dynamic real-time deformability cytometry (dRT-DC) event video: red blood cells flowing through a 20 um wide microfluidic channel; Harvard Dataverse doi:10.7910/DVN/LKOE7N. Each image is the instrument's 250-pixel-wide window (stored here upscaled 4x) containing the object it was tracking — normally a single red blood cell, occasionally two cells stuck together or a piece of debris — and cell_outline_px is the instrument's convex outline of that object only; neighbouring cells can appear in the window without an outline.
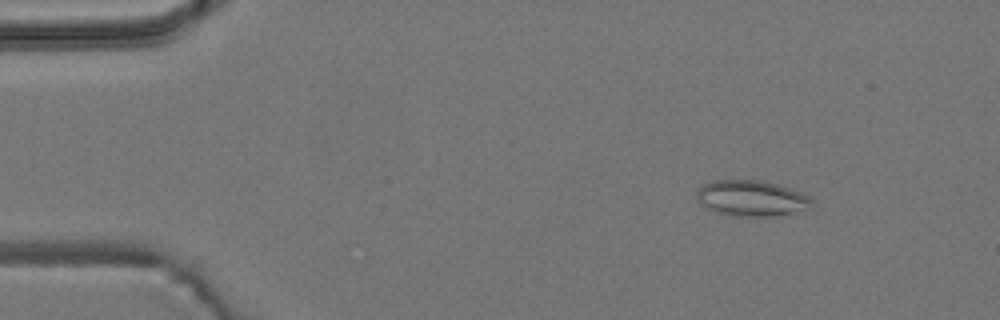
{"species": "common noctule bat (a hibernating species)", "species_latin": "Nyctalus noctula", "temperature_condition": "room temperature", "stored_images_in_passage": 54, "camera_frame_rate_fps": 3000, "um_per_image_px": 0.085, "animal": {"sex": "male", "body_mass_g": 19.2, "forearm_length_mm": 51.8}, "frame": {"image": 1, "passage_image": 7, "time_ms": 2.0, "image_size_px": [1000, 320], "cell_outline_px": [[812, 200], [804, 208], [792, 212], [772, 216], [732, 216], [716, 212], [704, 208], [696, 200], [696, 192], [704, 184], [712, 180], [764, 180], [792, 188], [808, 196]], "centroid_in_image_um": [63.78, 16.83], "position_along_channel_um": 21.2, "area_um2": 23.93}}
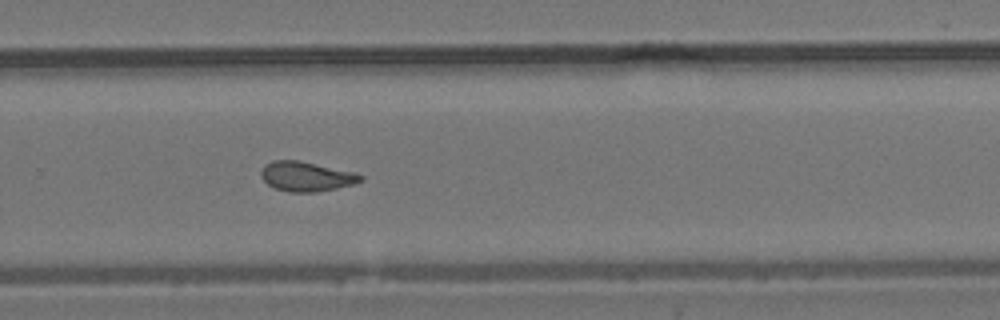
{"frame": {"image": 2, "passage_image": 36, "time_ms": 11.667, "image_size_px": [1000, 320], "cell_outline_px": [[364, 180], [352, 184], [336, 188], [316, 192], [288, 192], [276, 188], [268, 184], [260, 176], [260, 172], [264, 164], [272, 160], [300, 160], [356, 172], [364, 176]], "centroid_in_image_um": [26.04, 14.98], "position_along_channel_um": 303.8, "area_um2": 17.4}}
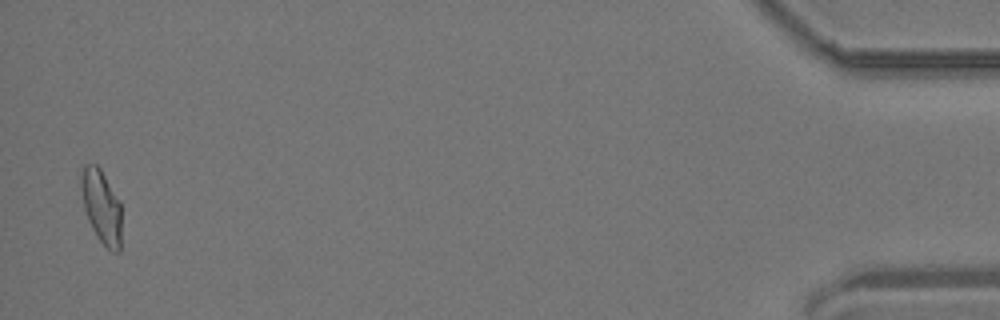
{"frame": {"image": 3, "passage_image": 53, "time_ms": 17.333, "image_size_px": [1000, 320], "cell_outline_px": [[120, 252], [112, 252], [96, 236], [88, 220], [84, 208], [80, 188], [80, 176], [84, 164], [96, 164], [100, 168], [120, 204]], "centroid_in_image_um": [8.59, 17.55], "position_along_channel_um": 426.6, "area_um2": 17.05}, "authors_computed_cell_mechanics": {"area_um2": 17.4845, "velocity_mm_per_s": 3.8161, "shape_relaxation_time_tau1_ms": null, "shape_relaxation_time_tau2_ms": 2.2655, "deformation_change_tau1": null, "deformation_change_tau2": 0.0834}}